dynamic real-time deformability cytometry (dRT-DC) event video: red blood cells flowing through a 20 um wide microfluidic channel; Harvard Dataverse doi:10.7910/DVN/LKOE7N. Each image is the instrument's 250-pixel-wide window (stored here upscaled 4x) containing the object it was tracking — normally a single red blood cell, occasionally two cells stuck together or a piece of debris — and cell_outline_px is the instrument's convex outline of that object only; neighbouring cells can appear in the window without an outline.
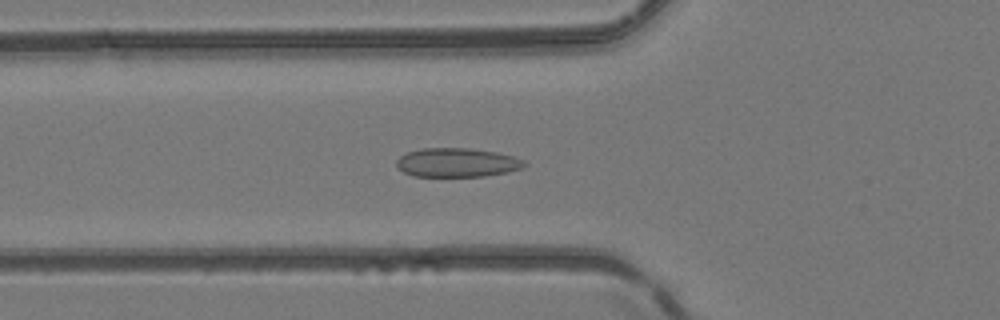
{"species": "common noctule bat (a hibernating species)", "species_latin": "Nyctalus noctula", "temperature_condition": "room temperature", "stored_images_in_passage": 35, "camera_frame_rate_fps": 3000, "um_per_image_px": 0.085, "animal": {"sex": "female", "body_mass_g": 24.6, "forearm_length_mm": 56.2}, "frame": {"image": 1, "passage_image": 10, "time_ms": 3.0, "image_size_px": [1000, 320], "cell_outline_px": [[528, 164], [524, 168], [508, 172], [484, 176], [412, 176], [404, 172], [396, 164], [396, 160], [400, 156], [408, 152], [424, 148], [468, 148], [496, 152], [512, 156], [524, 160]], "centroid_in_image_um": [38.88, 13.82], "position_along_channel_um": 86.9, "area_um2": 21.56}}
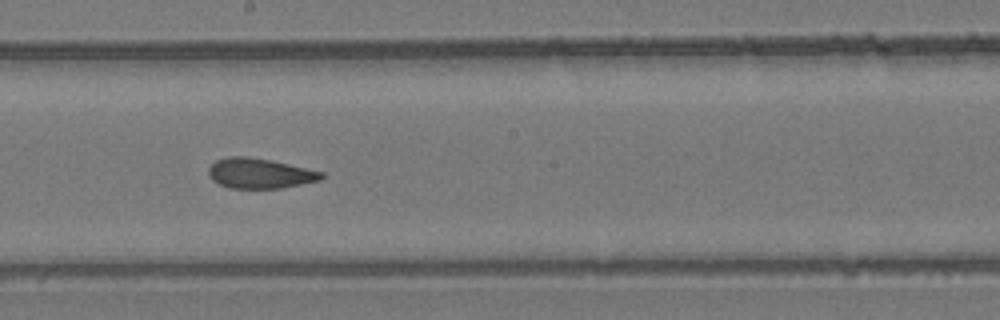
{"frame": {"image": 2, "passage_image": 20, "time_ms": 6.333, "image_size_px": [1000, 320], "cell_outline_px": [[324, 176], [320, 180], [280, 188], [228, 188], [212, 180], [208, 176], [208, 168], [216, 160], [228, 156], [248, 156], [288, 164], [324, 172]], "centroid_in_image_um": [22.04, 14.73], "position_along_channel_um": 226.2, "area_um2": 19.71}}
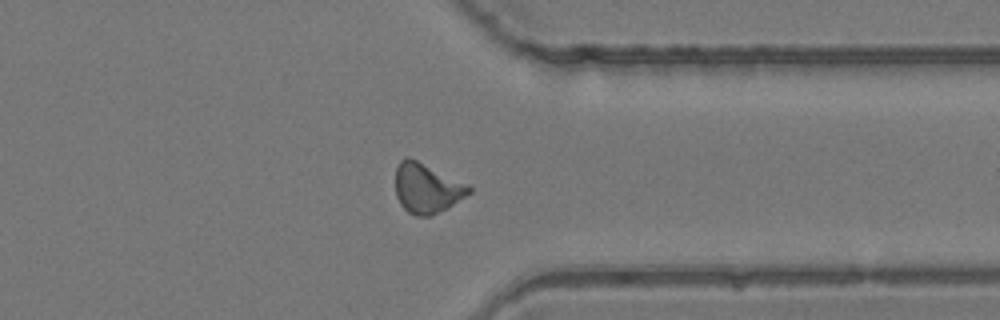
{"frame": {"image": 3, "passage_image": 31, "time_ms": 10.0, "image_size_px": [1000, 320], "cell_outline_px": [[472, 192], [448, 208], [432, 216], [416, 216], [408, 212], [400, 204], [396, 196], [396, 168], [400, 160], [404, 156], [408, 156], [468, 184], [472, 188]], "centroid_in_image_um": [36.28, 16.0], "position_along_channel_um": 375.1, "area_um2": 21.44}, "authors_computed_cell_mechanics": {"area_um2": 20.808, "velocity_mm_per_s": 4.1506, "shape_relaxation_time_tau1_ms": null, "shape_relaxation_time_tau2_ms": 1.8628, "deformation_change_tau1": null, "deformation_change_tau2": 0.0601}}